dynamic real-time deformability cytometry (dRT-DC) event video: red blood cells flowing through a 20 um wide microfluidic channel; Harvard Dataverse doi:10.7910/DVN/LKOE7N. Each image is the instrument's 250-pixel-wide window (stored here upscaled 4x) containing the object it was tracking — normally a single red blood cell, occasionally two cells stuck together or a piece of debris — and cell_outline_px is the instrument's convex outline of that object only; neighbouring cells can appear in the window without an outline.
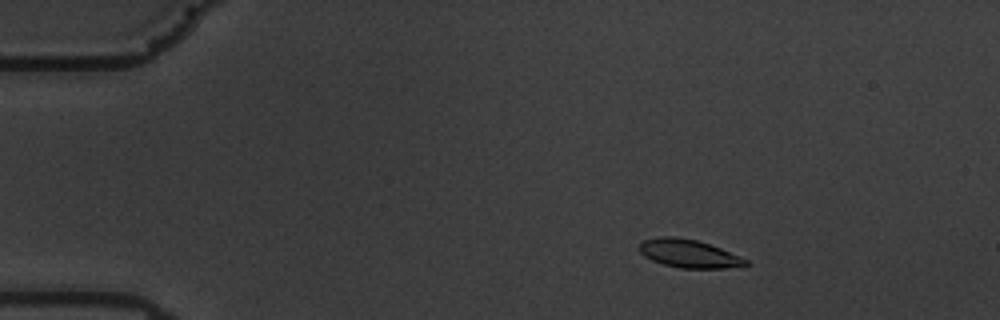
{"species": "common noctule bat (a hibernating species)", "species_latin": "Nyctalus noctula", "temperature_condition": "warm", "stored_images_in_passage": 50, "camera_frame_rate_fps": 3000, "um_per_image_px": 0.085, "animal": {"sex": "male", "body_mass_g": 19.5, "forearm_length_mm": 54.6}, "frame": {"image": 1, "passage_image": 1, "time_ms": 0.0, "image_size_px": [1000, 320], "cell_outline_px": [[752, 264], [744, 268], [680, 268], [664, 264], [652, 260], [644, 256], [640, 252], [640, 244], [644, 240], [660, 236], [672, 236], [696, 240], [720, 248], [740, 256], [748, 260]], "centroid_in_image_um": [58.63, 21.57], "position_along_channel_um": 26.4, "area_um2": 17.57}}
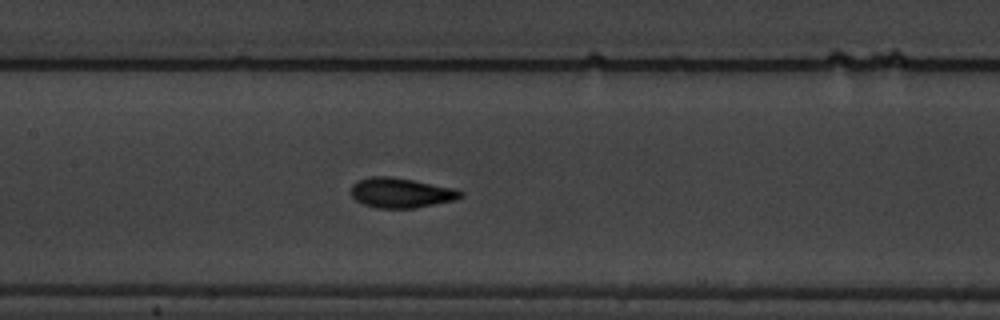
{"frame": {"image": 2, "passage_image": 20, "time_ms": 6.333, "image_size_px": [1000, 320], "cell_outline_px": [[464, 196], [456, 200], [412, 208], [376, 208], [364, 204], [356, 200], [352, 196], [352, 184], [356, 180], [368, 176], [392, 176], [456, 188], [464, 192]], "centroid_in_image_um": [34.1, 16.37], "position_along_channel_um": 173.3, "area_um2": 19.31}}
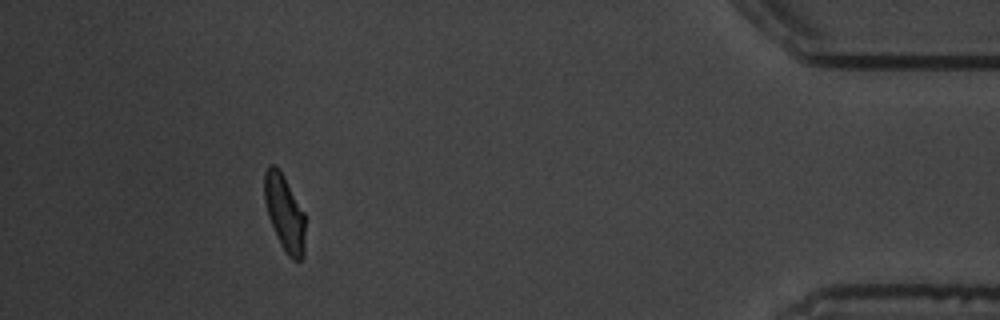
{"frame": {"image": 3, "passage_image": 45, "time_ms": 14.667, "image_size_px": [1000, 320], "cell_outline_px": [[304, 256], [300, 260], [292, 260], [288, 256], [280, 244], [276, 236], [268, 216], [264, 200], [264, 172], [268, 164], [276, 164], [284, 176], [304, 212]], "centroid_in_image_um": [24.16, 18.07], "position_along_channel_um": 411.0, "area_um2": 18.21}, "authors_computed_cell_mechanics": {"area_um2": 18.5249, "velocity_mm_per_s": 3.4891, "shape_relaxation_time_tau1_ms": 3.0592, "shape_relaxation_time_tau2_ms": 0.6683, "deformation_change_tau1": 0.1545, "deformation_change_tau2": 0.0587}}